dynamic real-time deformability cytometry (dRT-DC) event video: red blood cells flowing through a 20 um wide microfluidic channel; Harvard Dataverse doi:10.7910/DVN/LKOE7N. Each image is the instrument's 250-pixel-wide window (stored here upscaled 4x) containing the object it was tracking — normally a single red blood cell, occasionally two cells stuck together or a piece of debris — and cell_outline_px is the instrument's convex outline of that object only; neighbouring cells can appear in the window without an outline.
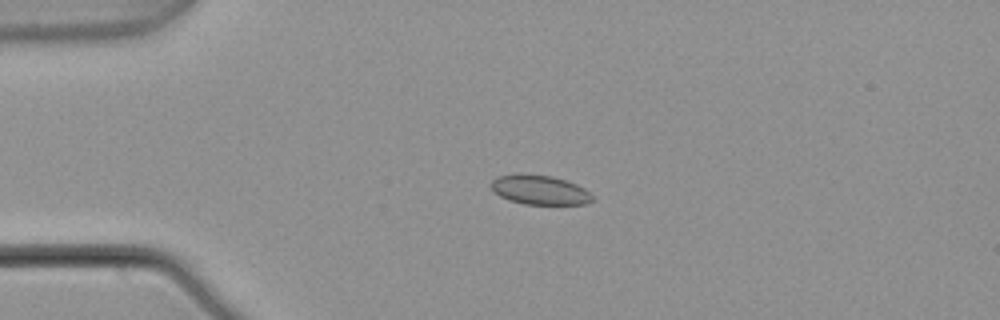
{"species": "common noctule bat (a hibernating species)", "species_latin": "Nyctalus noctula", "temperature_condition": "warm", "stored_images_in_passage": 5, "camera_frame_rate_fps": 3000, "um_per_image_px": 0.085, "animal": {"sex": "male", "body_mass_g": 21.5, "forearm_length_mm": 52.0}, "frame": {"image": 1, "passage_image": 4, "time_ms": 1.0, "image_size_px": [1000, 320], "cell_outline_px": [[596, 200], [584, 204], [524, 204], [500, 196], [492, 188], [492, 180], [500, 176], [552, 176], [576, 184], [584, 188]], "centroid_in_image_um": [45.96, 16.18], "position_along_channel_um": 39.0, "area_um2": 16.53}}